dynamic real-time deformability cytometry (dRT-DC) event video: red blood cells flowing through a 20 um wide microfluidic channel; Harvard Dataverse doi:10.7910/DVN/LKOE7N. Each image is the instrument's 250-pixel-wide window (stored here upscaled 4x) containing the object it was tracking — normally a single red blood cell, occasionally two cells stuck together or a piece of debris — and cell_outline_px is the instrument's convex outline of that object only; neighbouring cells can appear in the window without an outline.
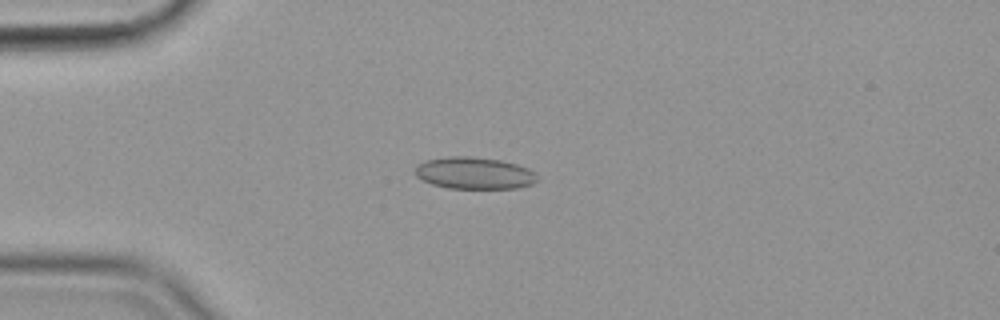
{"species": "common noctule bat (a hibernating species)", "species_latin": "Nyctalus noctula", "temperature_condition": "cold", "stored_images_in_passage": 56, "camera_frame_rate_fps": 3000, "um_per_image_px": 0.085, "animal": {"sex": "female", "body_mass_g": 19.9}, "frame": {"image": 1, "passage_image": 14, "time_ms": 4.333, "image_size_px": [1000, 320], "cell_outline_px": [[540, 180], [532, 184], [516, 188], [448, 188], [432, 184], [416, 176], [412, 172], [416, 164], [424, 160], [448, 156], [468, 156], [500, 160], [516, 164], [528, 168]], "centroid_in_image_um": [40.26, 14.71], "position_along_channel_um": 44.7, "area_um2": 22.83}}
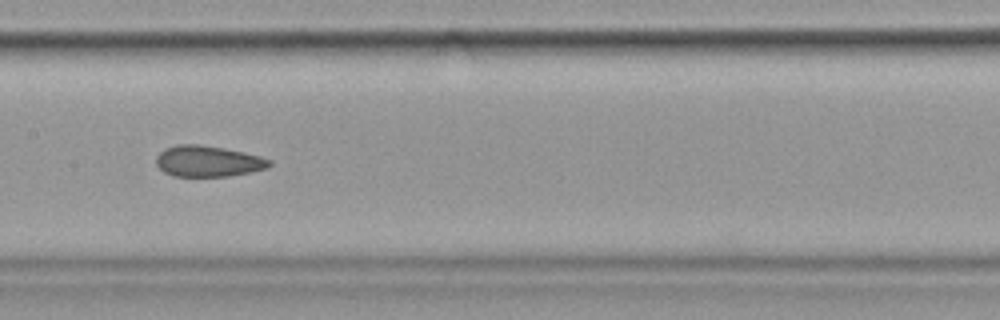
{"frame": {"image": 2, "passage_image": 28, "time_ms": 9.0, "image_size_px": [1000, 320], "cell_outline_px": [[272, 164], [268, 168], [228, 176], [172, 176], [164, 172], [156, 164], [156, 156], [164, 148], [176, 144], [200, 144], [224, 148], [244, 152], [260, 156], [272, 160]], "centroid_in_image_um": [17.67, 13.69], "position_along_channel_um": 189.7, "area_um2": 20.58}}
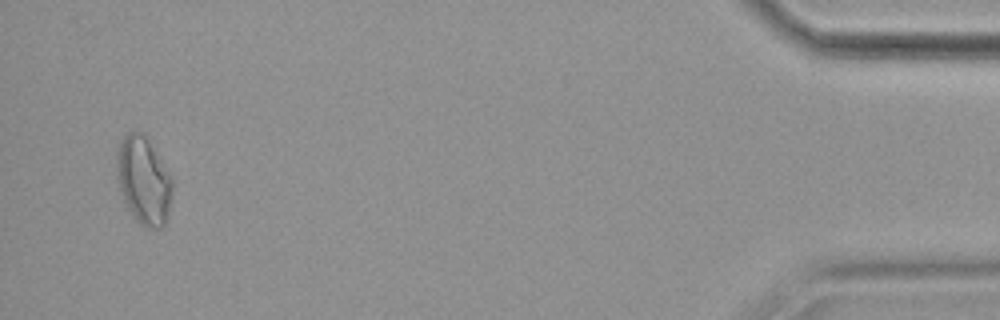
{"frame": {"image": 3, "passage_image": 54, "time_ms": 17.667, "image_size_px": [1000, 320], "cell_outline_px": [[176, 180], [168, 216], [164, 224], [160, 228], [144, 228], [132, 216], [124, 204], [120, 192], [116, 176], [116, 144], [128, 132], [136, 128], [144, 132]], "centroid_in_image_um": [12.22, 15.29], "position_along_channel_um": 423.0, "area_um2": 30.06}, "authors_computed_cell_mechanics": {"area_um2": 21.964, "velocity_mm_per_s": 3.5766, "shape_relaxation_time_tau1_ms": null, "shape_relaxation_time_tau2_ms": 2.2662, "deformation_change_tau1": null, "deformation_change_tau2": 0.0747}}